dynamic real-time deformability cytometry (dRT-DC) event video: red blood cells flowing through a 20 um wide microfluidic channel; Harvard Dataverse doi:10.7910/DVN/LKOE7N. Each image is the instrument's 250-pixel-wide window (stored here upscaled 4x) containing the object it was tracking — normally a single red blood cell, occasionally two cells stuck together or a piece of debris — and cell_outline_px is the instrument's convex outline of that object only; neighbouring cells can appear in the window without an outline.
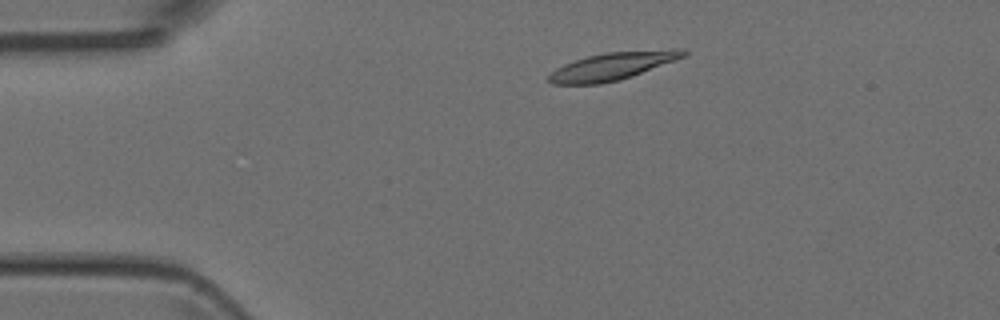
{"species": "Egyptian fruit bat (a non-hibernating species)", "species_latin": "Rousettus aegyptiacus", "temperature_condition": "room temperature", "stored_images_in_passage": 4, "camera_frame_rate_fps": 3000, "um_per_image_px": 0.085, "animal": {"sex": "female"}, "frame": {"image": 1, "passage_image": 2, "time_ms": 1.333, "image_size_px": [1000, 320], "cell_outline_px": [[688, 52], [684, 56], [676, 60], [632, 76], [620, 80], [600, 84], [552, 84], [548, 80], [548, 76], [556, 68], [564, 64], [588, 56], [604, 52], [672, 48], [684, 48]], "centroid_in_image_um": [52.11, 5.6], "position_along_channel_um": 32.9, "area_um2": 21.85}}
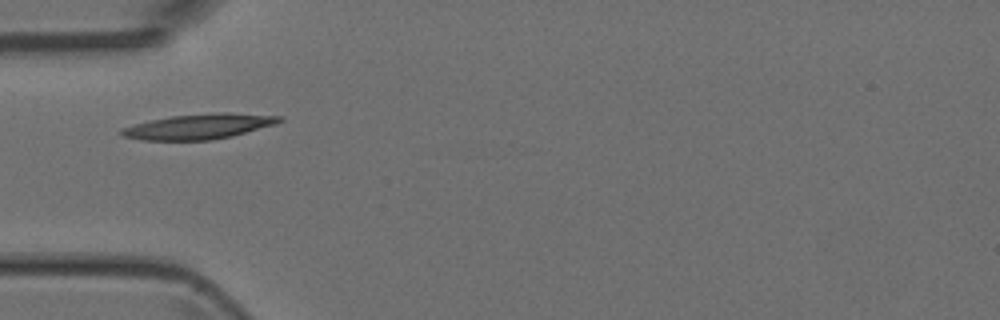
{"frame": {"image": 2, "passage_image": 4, "time_ms": 3.333, "image_size_px": [1000, 320], "cell_outline_px": [[284, 120], [276, 124], [232, 136], [212, 140], [140, 140], [120, 136], [120, 128], [152, 120], [172, 116], [220, 112], [228, 112], [284, 116]], "centroid_in_image_um": [16.94, 10.75], "position_along_channel_um": 68.1, "area_um2": 23.24}}